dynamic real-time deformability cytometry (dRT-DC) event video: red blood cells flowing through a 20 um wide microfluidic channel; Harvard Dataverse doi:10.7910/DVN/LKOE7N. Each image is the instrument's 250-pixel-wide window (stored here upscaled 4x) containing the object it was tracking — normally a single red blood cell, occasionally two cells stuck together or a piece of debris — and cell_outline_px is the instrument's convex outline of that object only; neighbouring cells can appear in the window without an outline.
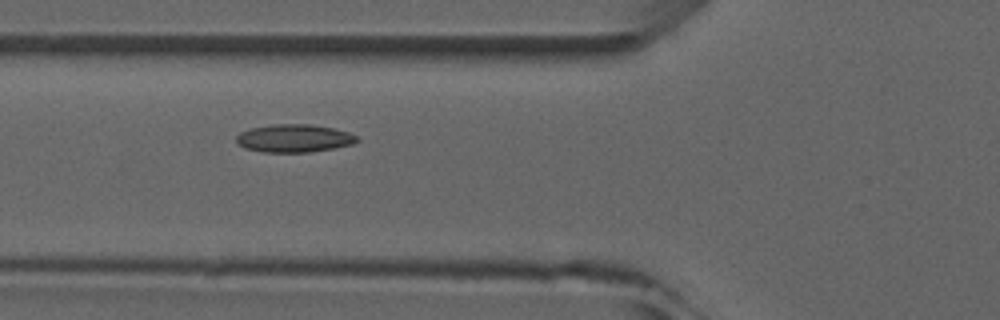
{"species": "common noctule bat (a hibernating species)", "species_latin": "Nyctalus noctula", "temperature_condition": "room temperature", "stored_images_in_passage": 6, "camera_frame_rate_fps": 3000, "um_per_image_px": 0.085, "animal": {"sex": "male", "forearm_length_mm": 52.5}, "frame": {"image": 1, "passage_image": 6, "time_ms": 6.333, "image_size_px": [1000, 320], "cell_outline_px": [[360, 140], [352, 144], [332, 148], [308, 152], [264, 152], [244, 148], [236, 144], [236, 136], [240, 132], [248, 128], [272, 124], [312, 124], [332, 128], [348, 132], [356, 136]], "centroid_in_image_um": [24.94, 11.75], "position_along_channel_um": 100.9, "area_um2": 19.71}}